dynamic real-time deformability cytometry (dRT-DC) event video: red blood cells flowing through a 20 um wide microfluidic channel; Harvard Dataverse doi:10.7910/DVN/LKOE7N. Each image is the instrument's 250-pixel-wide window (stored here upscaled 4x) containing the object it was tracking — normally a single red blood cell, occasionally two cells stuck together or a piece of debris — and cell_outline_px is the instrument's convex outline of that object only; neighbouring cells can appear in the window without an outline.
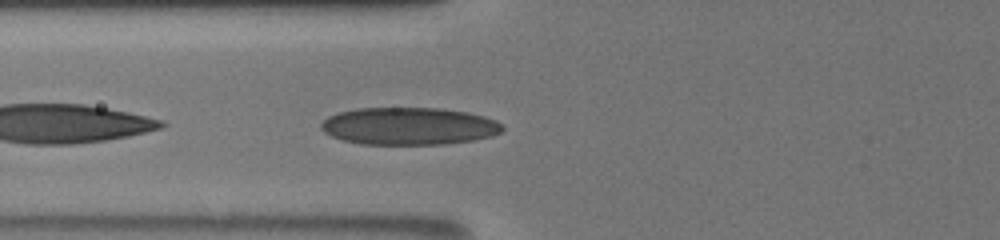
{"species": "human", "species_latin": "Homo sapiens", "temperature_condition": "room temperature", "stored_images_in_passage": 4, "camera_frame_rate_fps": 3000, "um_per_image_px": 0.085, "donor": {"sex": "male"}, "frame": {"image": 1, "passage_image": 4, "time_ms": 2.667, "image_size_px": [1000, 240], "cell_outline_px": [[504, 128], [500, 132], [492, 136], [472, 140], [444, 144], [360, 144], [344, 140], [332, 136], [324, 132], [320, 128], [320, 124], [328, 116], [340, 112], [356, 108], [440, 108], [464, 112], [484, 116], [496, 120]], "centroid_in_image_um": [34.74, 10.72], "position_along_channel_um": 91.1, "area_um2": 39.42}}